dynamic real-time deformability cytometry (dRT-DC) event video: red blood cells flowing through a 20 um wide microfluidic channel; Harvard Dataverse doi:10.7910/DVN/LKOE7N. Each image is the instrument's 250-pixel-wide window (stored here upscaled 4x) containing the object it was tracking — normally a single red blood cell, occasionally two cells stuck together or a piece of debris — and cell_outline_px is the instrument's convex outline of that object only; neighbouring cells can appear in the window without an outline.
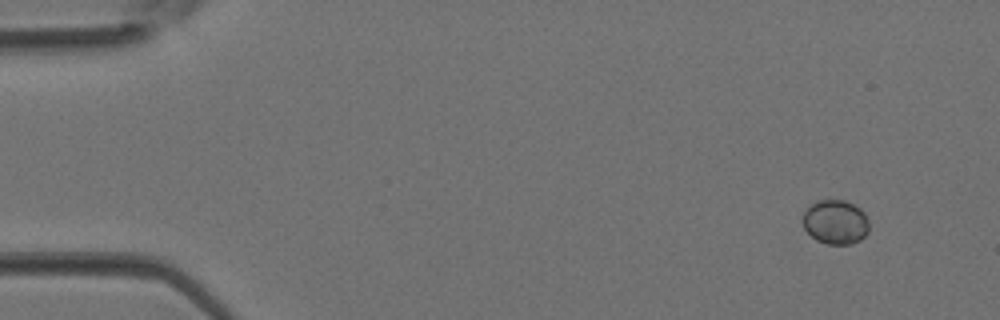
{"species": "Egyptian fruit bat (a non-hibernating species)", "species_latin": "Rousettus aegyptiacus", "temperature_condition": "room temperature", "stored_images_in_passage": 4, "camera_frame_rate_fps": 3000, "um_per_image_px": 0.085, "animal": {"sex": "female"}, "frame": {"image": 1, "passage_image": 1, "time_ms": 0.0, "image_size_px": [1000, 320], "cell_outline_px": [[868, 232], [860, 240], [848, 244], [828, 244], [816, 240], [804, 228], [800, 220], [808, 204], [816, 200], [844, 200], [860, 208], [864, 212], [868, 220]], "centroid_in_image_um": [70.97, 18.85], "position_along_channel_um": 14.0, "area_um2": 17.34}}
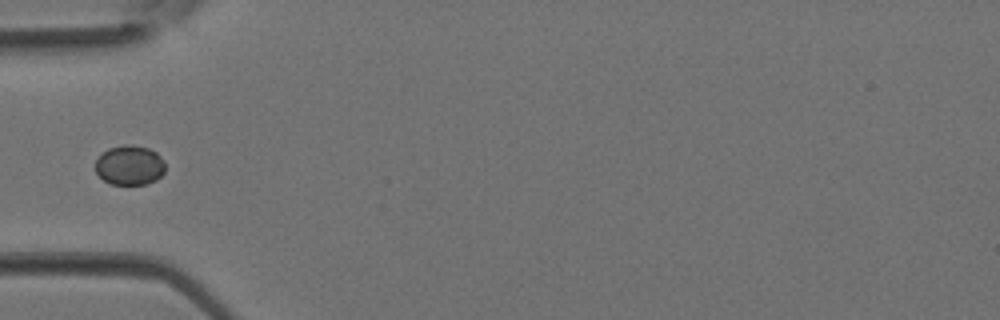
{"frame": {"image": 2, "passage_image": 4, "time_ms": 1.0, "image_size_px": [1000, 320], "cell_outline_px": [[164, 172], [156, 180], [148, 184], [112, 184], [104, 180], [96, 172], [96, 160], [100, 152], [108, 148], [124, 144], [132, 144], [148, 148], [156, 152], [164, 160]], "centroid_in_image_um": [11.01, 14.02], "position_along_channel_um": 74.0, "area_um2": 16.3}}